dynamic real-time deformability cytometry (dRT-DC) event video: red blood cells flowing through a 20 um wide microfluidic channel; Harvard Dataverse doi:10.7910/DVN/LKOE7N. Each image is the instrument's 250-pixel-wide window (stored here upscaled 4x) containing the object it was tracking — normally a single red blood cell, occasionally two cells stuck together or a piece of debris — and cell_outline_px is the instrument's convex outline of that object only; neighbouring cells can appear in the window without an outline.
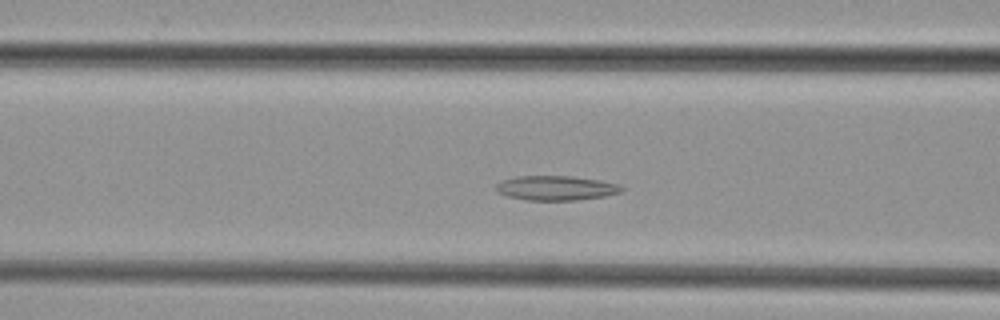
{"species": "common noctule bat (a hibernating species)", "species_latin": "Nyctalus noctula", "temperature_condition": "cold", "stored_images_in_passage": 43, "camera_frame_rate_fps": 3000, "um_per_image_px": 0.085, "animal": {"sex": "female", "body_mass_g": 29.2, "forearm_length_mm": 56.3}, "frame": {"image": 1, "passage_image": 14, "time_ms": 4.333, "image_size_px": [1000, 320], "cell_outline_px": [[624, 188], [620, 192], [604, 196], [576, 200], [524, 200], [508, 196], [496, 192], [496, 184], [500, 180], [516, 176], [572, 176], [600, 180], [620, 184]], "centroid_in_image_um": [47.23, 15.97], "position_along_channel_um": 119.4, "area_um2": 18.09}}
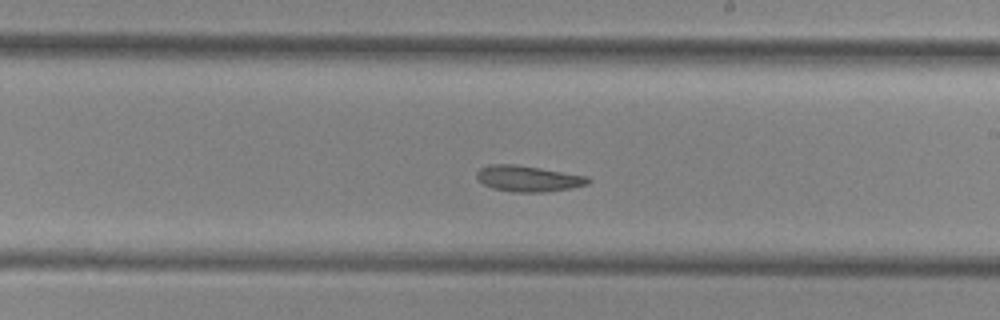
{"frame": {"image": 2, "passage_image": 23, "time_ms": 7.333, "image_size_px": [1000, 320], "cell_outline_px": [[592, 180], [588, 184], [572, 188], [544, 192], [512, 192], [492, 188], [476, 180], [476, 172], [480, 168], [488, 164], [516, 164], [588, 176]], "centroid_in_image_um": [44.88, 15.18], "position_along_channel_um": 244.1, "area_um2": 17.05}}
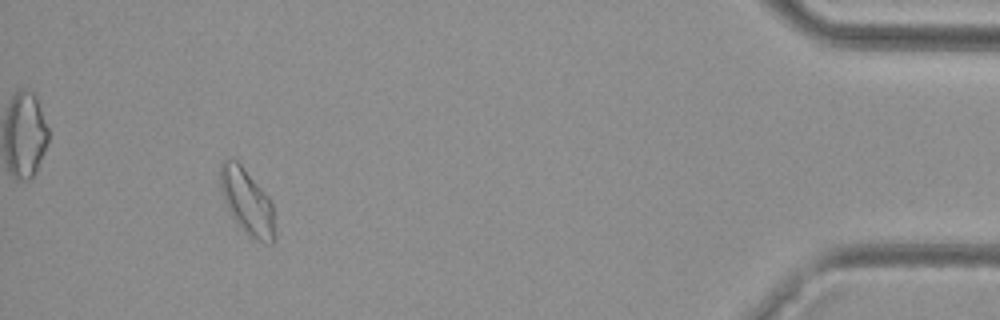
{"frame": {"image": 3, "passage_image": 40, "time_ms": 13.0, "image_size_px": [1000, 320], "cell_outline_px": [[276, 240], [272, 244], [264, 244], [256, 240], [236, 224], [228, 212], [220, 188], [220, 164], [224, 160], [232, 156], [240, 164], [268, 196], [272, 204], [276, 232]], "centroid_in_image_um": [21.01, 17.18], "position_along_channel_um": 414.2, "area_um2": 21.21}}